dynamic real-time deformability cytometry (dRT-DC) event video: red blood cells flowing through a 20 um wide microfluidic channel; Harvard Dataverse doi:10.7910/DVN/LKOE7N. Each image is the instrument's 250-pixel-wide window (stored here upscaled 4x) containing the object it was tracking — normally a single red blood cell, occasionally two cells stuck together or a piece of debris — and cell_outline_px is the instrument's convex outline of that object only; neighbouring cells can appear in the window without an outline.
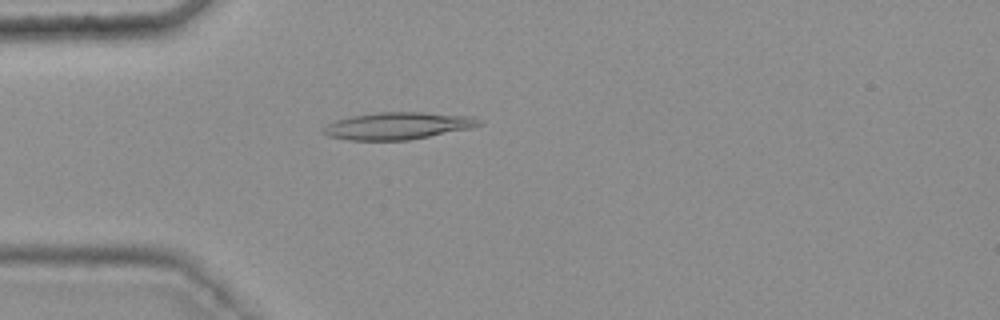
{"species": "common noctule bat (a hibernating species)", "species_latin": "Nyctalus noctula", "temperature_condition": "warm", "stored_images_in_passage": 48, "camera_frame_rate_fps": 3000, "um_per_image_px": 0.085, "animal": {"sex": "female", "body_mass_g": 25.1}, "frame": {"image": 1, "passage_image": 15, "time_ms": 4.667, "image_size_px": [1000, 320], "cell_outline_px": [[484, 124], [472, 128], [408, 140], [348, 140], [328, 136], [320, 132], [328, 124], [336, 120], [352, 116], [376, 112], [424, 112], [476, 116], [484, 120]], "centroid_in_image_um": [33.89, 10.68], "position_along_channel_um": 51.1, "area_um2": 24.91}}
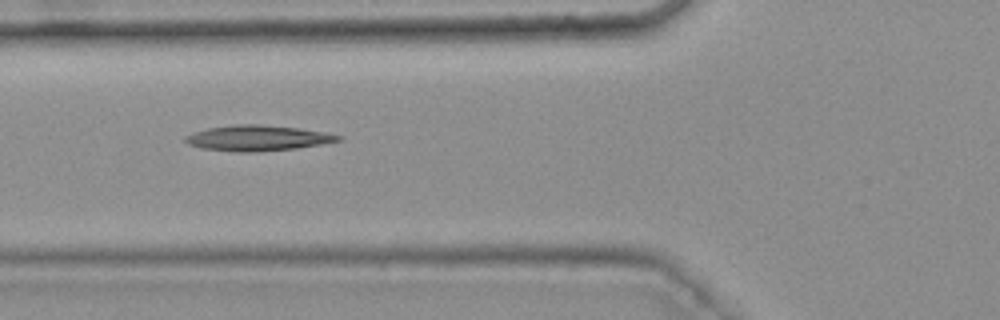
{"frame": {"image": 2, "passage_image": 20, "time_ms": 6.333, "image_size_px": [1000, 320], "cell_outline_px": [[344, 140], [296, 148], [256, 152], [236, 152], [204, 148], [188, 144], [184, 140], [184, 136], [208, 128], [236, 124], [260, 124], [296, 128], [324, 132], [344, 136]], "centroid_in_image_um": [21.92, 11.73], "position_along_channel_um": 103.9, "area_um2": 22.6}}
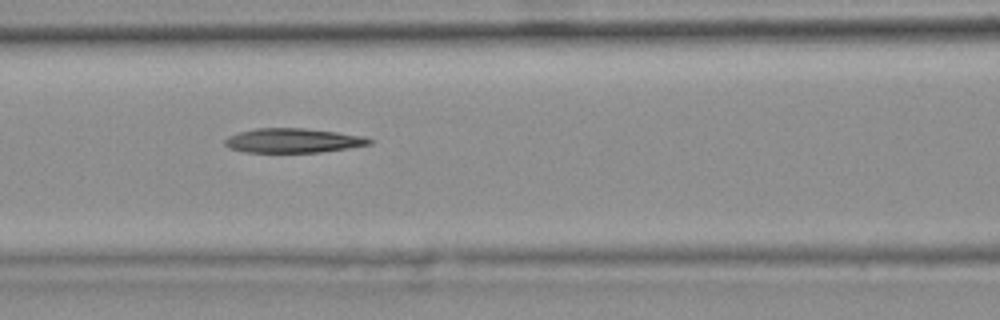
{"frame": {"image": 3, "passage_image": 23, "time_ms": 7.333, "image_size_px": [1000, 320], "cell_outline_px": [[372, 144], [348, 148], [320, 152], [244, 152], [228, 148], [224, 144], [224, 140], [228, 136], [240, 132], [256, 128], [304, 128], [336, 132], [364, 136], [372, 140]], "centroid_in_image_um": [24.89, 11.95], "position_along_channel_um": 141.7, "area_um2": 20.52}}